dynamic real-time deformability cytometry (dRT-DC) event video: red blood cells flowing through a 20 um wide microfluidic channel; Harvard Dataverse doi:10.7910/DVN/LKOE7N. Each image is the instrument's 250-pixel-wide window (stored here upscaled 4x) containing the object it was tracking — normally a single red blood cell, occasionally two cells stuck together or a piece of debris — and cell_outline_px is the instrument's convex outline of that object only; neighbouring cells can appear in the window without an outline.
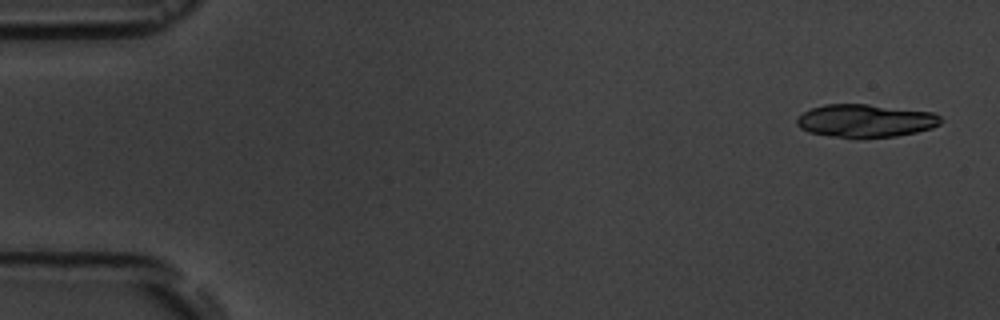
{"species": "common noctule bat (a hibernating species)", "species_latin": "Nyctalus noctula", "temperature_condition": "room temperature", "stored_images_in_passage": 5, "camera_frame_rate_fps": 3000, "um_per_image_px": 0.085, "animal": {"sex": "male", "body_mass_g": 19.5, "forearm_length_mm": 54.6}, "frame": {"image": 1, "passage_image": 1, "time_ms": 0.0, "image_size_px": [1000, 320], "cell_outline_px": [[944, 120], [940, 124], [932, 128], [916, 132], [896, 136], [836, 136], [808, 132], [800, 128], [796, 124], [796, 120], [804, 112], [812, 108], [824, 104], [868, 104], [932, 112], [940, 116]], "centroid_in_image_um": [73.59, 10.24], "position_along_channel_um": 11.4, "area_um2": 27.17}}